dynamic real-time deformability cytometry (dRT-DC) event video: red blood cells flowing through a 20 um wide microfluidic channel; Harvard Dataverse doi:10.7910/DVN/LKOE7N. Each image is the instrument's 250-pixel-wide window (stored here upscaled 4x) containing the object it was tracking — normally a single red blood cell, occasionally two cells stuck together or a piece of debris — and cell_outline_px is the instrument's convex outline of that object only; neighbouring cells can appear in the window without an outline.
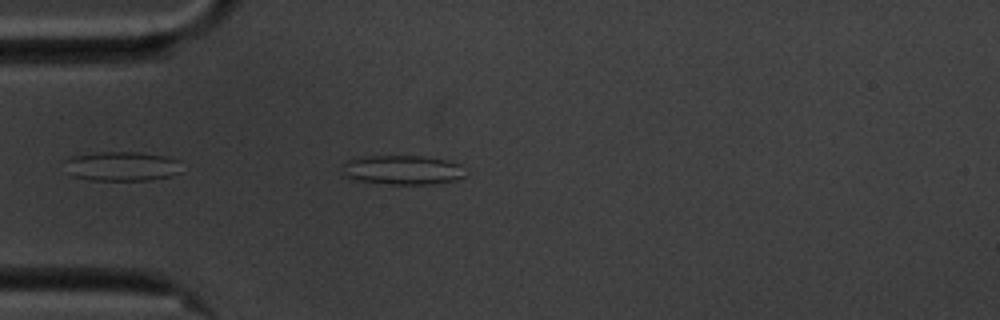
{"species": "common noctule bat (a hibernating species)", "species_latin": "Nyctalus noctula", "temperature_condition": "cold", "stored_images_in_passage": 2, "camera_frame_rate_fps": 3000, "um_per_image_px": 0.085, "animal": {"sex": "male", "body_mass_g": 20.1, "forearm_length_mm": 53.5}, "frame": {"image": 1, "passage_image": 2, "time_ms": 1.333, "image_size_px": [1000, 320], "cell_outline_px": [[468, 172], [464, 176], [456, 180], [432, 184], [392, 184], [360, 180], [348, 176], [344, 172], [344, 160], [364, 156], [424, 156], [448, 160], [460, 164]], "centroid_in_image_um": [34.3, 14.43], "position_along_channel_um": 50.7, "area_um2": 20.98}}